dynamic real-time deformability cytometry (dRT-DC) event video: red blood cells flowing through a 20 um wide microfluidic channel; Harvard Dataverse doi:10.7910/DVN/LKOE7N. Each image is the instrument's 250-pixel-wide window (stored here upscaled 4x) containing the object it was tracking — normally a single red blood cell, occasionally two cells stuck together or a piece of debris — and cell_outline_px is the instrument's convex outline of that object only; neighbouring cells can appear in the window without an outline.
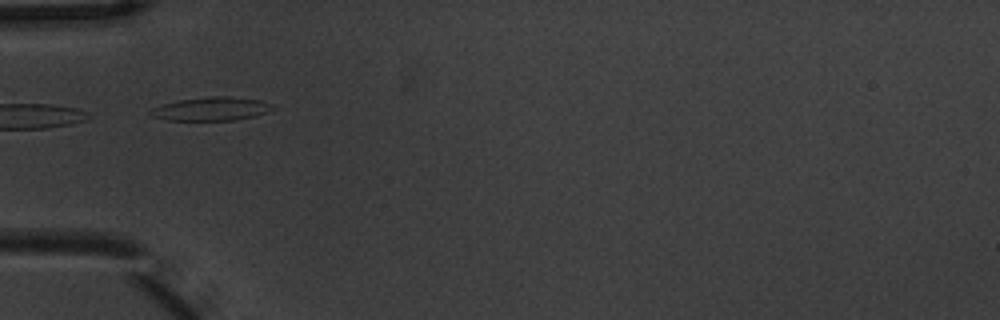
{"species": "common noctule bat (a hibernating species)", "species_latin": "Nyctalus noctula", "temperature_condition": "warm", "stored_images_in_passage": 3, "camera_frame_rate_fps": 3000, "um_per_image_px": 0.085, "animal": {"sex": "male", "body_mass_g": 20.1, "forearm_length_mm": 53.5}, "frame": {"image": 1, "passage_image": 1, "time_ms": 0.0, "image_size_px": [1000, 320], "cell_outline_px": [[276, 108], [268, 112], [256, 116], [236, 120], [168, 120], [152, 116], [148, 112], [152, 108], [160, 104], [180, 100], [212, 96], [228, 96], [260, 100], [272, 104]], "centroid_in_image_um": [17.98, 9.25], "position_along_channel_um": 67.0, "area_um2": 16.82}}
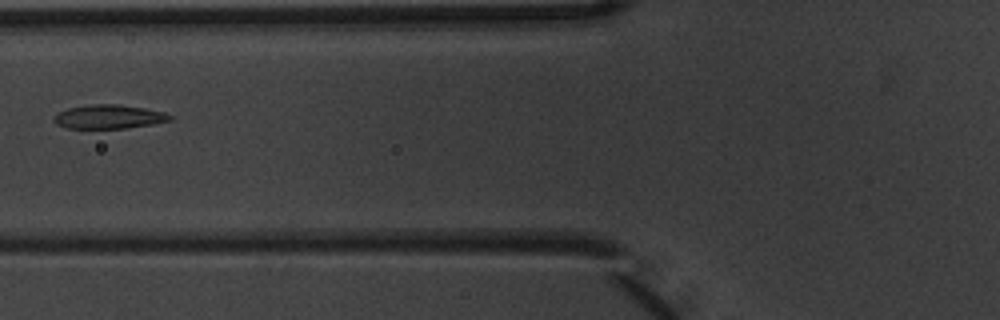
{"frame": {"image": 2, "passage_image": 2, "time_ms": 0.333, "image_size_px": [1000, 320], "cell_outline_px": [[172, 120], [152, 124], [124, 128], [68, 128], [56, 124], [52, 120], [52, 116], [68, 108], [92, 104], [120, 104], [144, 108], [164, 112], [172, 116]], "centroid_in_image_um": [9.24, 9.92], "position_along_channel_um": 116.6, "area_um2": 16.13}}
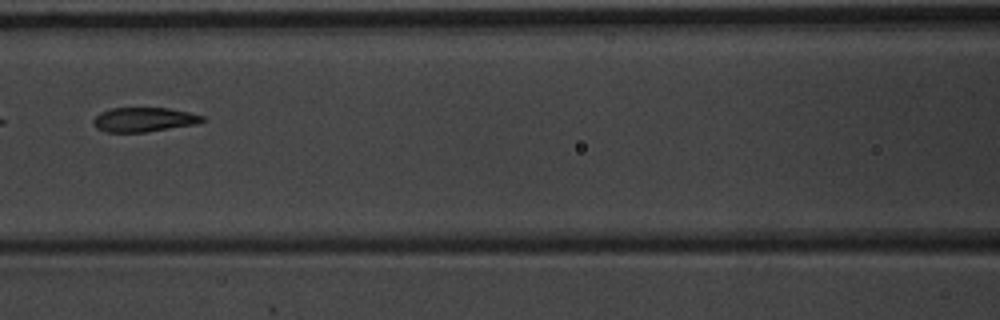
{"frame": {"image": 3, "passage_image": 3, "time_ms": 0.667, "image_size_px": [1000, 320], "cell_outline_px": [[208, 120], [200, 124], [144, 132], [104, 132], [96, 128], [92, 124], [92, 120], [100, 112], [112, 108], [168, 108], [188, 112], [204, 116]], "centroid_in_image_um": [12.26, 10.17], "position_along_channel_um": 154.3, "area_um2": 15.72}}